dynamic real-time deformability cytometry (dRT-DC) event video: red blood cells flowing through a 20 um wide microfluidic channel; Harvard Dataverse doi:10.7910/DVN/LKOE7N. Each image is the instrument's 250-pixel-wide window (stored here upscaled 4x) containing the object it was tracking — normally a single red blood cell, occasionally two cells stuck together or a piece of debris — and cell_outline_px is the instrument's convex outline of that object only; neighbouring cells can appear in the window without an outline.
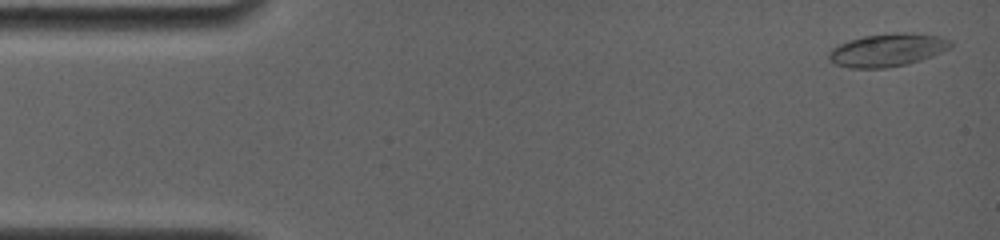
{"species": "common noctule bat (a hibernating species)", "species_latin": "Nyctalus noctula", "temperature_condition": "room temperature", "stored_images_in_passage": 38, "camera_frame_rate_fps": 4000, "um_per_image_px": 0.085, "animal": {"sex": "female", "body_mass_g": 19.0, "forearm_length_mm": 56.7}, "frame": {"image": 1, "passage_image": 1, "time_ms": 0.0, "image_size_px": [1000, 240], "cell_outline_px": [[952, 44], [948, 48], [928, 56], [904, 64], [884, 68], [852, 68], [836, 64], [828, 56], [832, 48], [848, 40], [864, 36], [896, 32], [904, 32], [940, 36], [948, 40]], "centroid_in_image_um": [75.38, 4.23], "position_along_channel_um": 9.6, "area_um2": 22.66}}
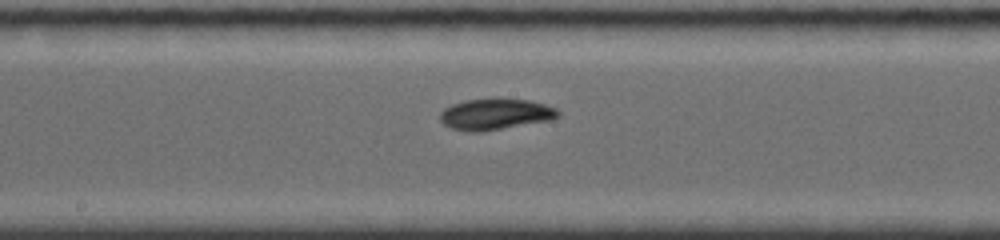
{"frame": {"image": 2, "passage_image": 17, "time_ms": 4.0, "image_size_px": [1000, 240], "cell_outline_px": [[560, 116], [552, 120], [480, 132], [468, 132], [452, 128], [444, 124], [440, 120], [440, 112], [444, 108], [452, 104], [464, 100], [528, 100], [544, 104], [556, 108], [560, 112]], "centroid_in_image_um": [42.11, 9.73], "position_along_channel_um": 206.1, "area_um2": 21.1}}
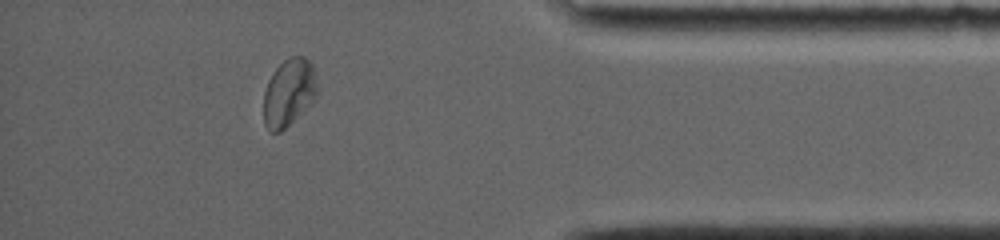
{"frame": {"image": 3, "passage_image": 33, "time_ms": 8.0, "image_size_px": [1000, 240], "cell_outline_px": [[316, 96], [280, 132], [268, 132], [264, 124], [264, 92], [268, 80], [276, 68], [288, 56], [304, 56], [312, 64], [316, 84]], "centroid_in_image_um": [24.51, 7.84], "position_along_channel_um": 410.7, "area_um2": 20.58}}